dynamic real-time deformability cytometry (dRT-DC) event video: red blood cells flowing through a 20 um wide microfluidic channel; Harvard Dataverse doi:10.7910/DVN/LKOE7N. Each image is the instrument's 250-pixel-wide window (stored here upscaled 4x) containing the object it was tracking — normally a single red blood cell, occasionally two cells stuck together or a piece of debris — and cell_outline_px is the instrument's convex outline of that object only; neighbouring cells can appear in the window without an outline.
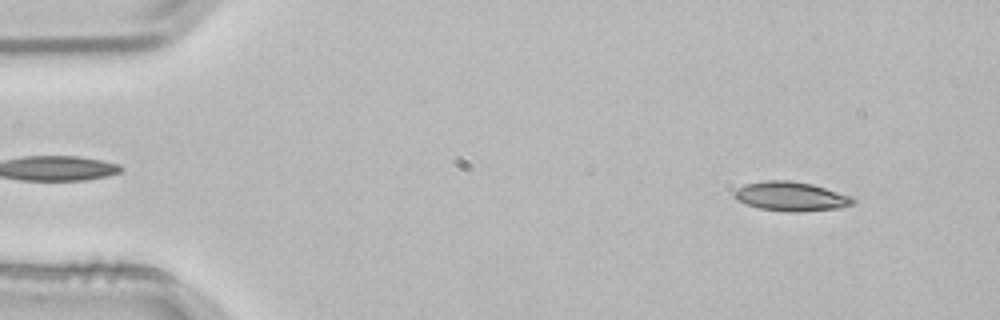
{"species": "common noctule bat (a hibernating species)", "species_latin": "Nyctalus noctula", "temperature_condition": "room temperature", "stored_images_in_passage": 4, "camera_frame_rate_fps": 3000, "um_per_image_px": 0.085, "animal": {"sex": "male", "body_mass_g": 21.5, "forearm_length_mm": 52.0}, "frame": {"image": 1, "passage_image": 1, "time_ms": 0.0, "image_size_px": [1000, 320], "cell_outline_px": [[856, 200], [852, 204], [840, 208], [800, 212], [784, 212], [760, 208], [736, 200], [732, 192], [736, 188], [744, 184], [764, 180], [788, 180], [812, 184], [852, 196]], "centroid_in_image_um": [67.21, 16.69], "position_along_channel_um": 17.8, "area_um2": 20.4}}
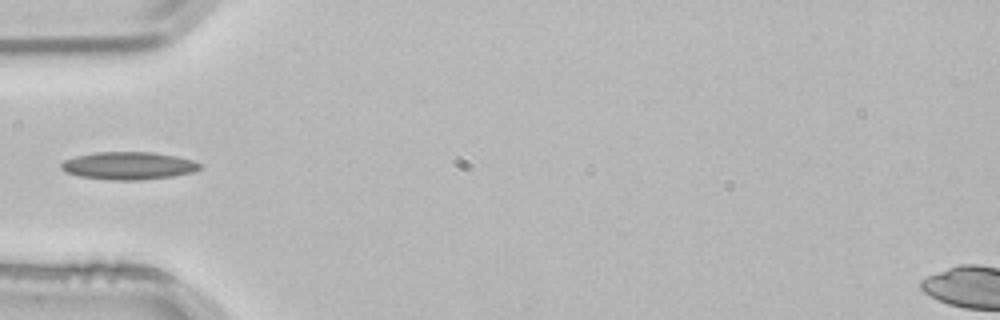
{"frame": {"image": 2, "passage_image": 4, "time_ms": 1.0, "image_size_px": [1000, 320], "cell_outline_px": [[200, 168], [192, 172], [172, 176], [140, 180], [108, 180], [80, 176], [64, 172], [60, 168], [60, 164], [64, 160], [76, 156], [96, 152], [152, 152], [176, 156], [192, 160], [200, 164]], "centroid_in_image_um": [10.87, 14.08], "position_along_channel_um": 74.1, "area_um2": 22.31}}